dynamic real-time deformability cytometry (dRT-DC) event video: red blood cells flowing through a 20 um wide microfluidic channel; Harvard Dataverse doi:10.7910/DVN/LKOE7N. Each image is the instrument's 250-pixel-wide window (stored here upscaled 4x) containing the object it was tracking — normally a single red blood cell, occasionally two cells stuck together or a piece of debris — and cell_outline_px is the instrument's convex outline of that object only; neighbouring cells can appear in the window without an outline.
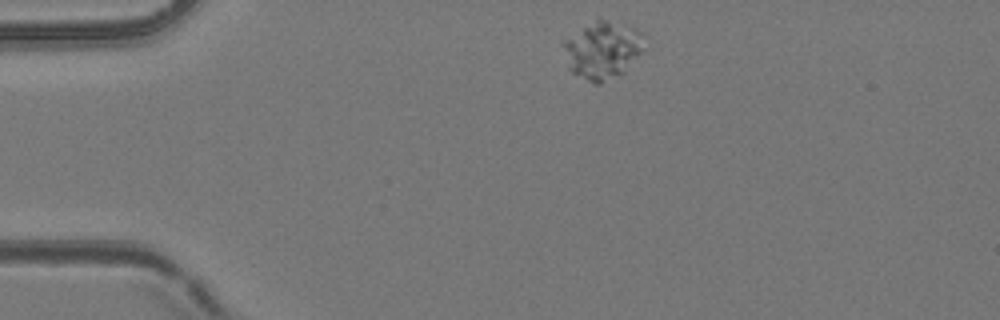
{"species": "common noctule bat (a hibernating species)", "species_latin": "Nyctalus noctula", "temperature_condition": "room temperature", "stored_images_in_passage": 6, "camera_frame_rate_fps": 3000, "um_per_image_px": 0.085, "animal": {"sex": "female", "body_mass_g": 24.6, "forearm_length_mm": 56.2}, "frame": {"image": 1, "passage_image": 1, "time_ms": 0.0, "image_size_px": [1000, 320], "cell_outline_px": [[644, 48], [624, 72], [620, 76], [600, 84], [596, 84], [572, 72], [568, 68], [560, 44], [560, 40], [596, 16], [636, 28], [644, 32]], "centroid_in_image_um": [51.16, 4.2], "position_along_channel_um": 33.8, "area_um2": 28.21}}
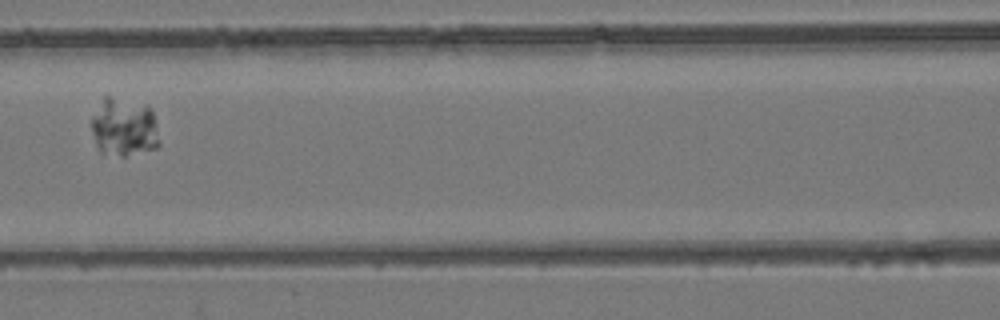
{"frame": {"image": 2, "passage_image": 5, "time_ms": 1.333, "image_size_px": [1000, 320], "cell_outline_px": [[160, 144], [156, 148], [124, 156], [120, 156], [100, 152], [96, 144], [92, 132], [92, 116], [104, 96], [108, 96], [148, 104], [152, 112], [160, 140]], "centroid_in_image_um": [10.55, 10.81], "position_along_channel_um": 156.1, "area_um2": 23.12}}
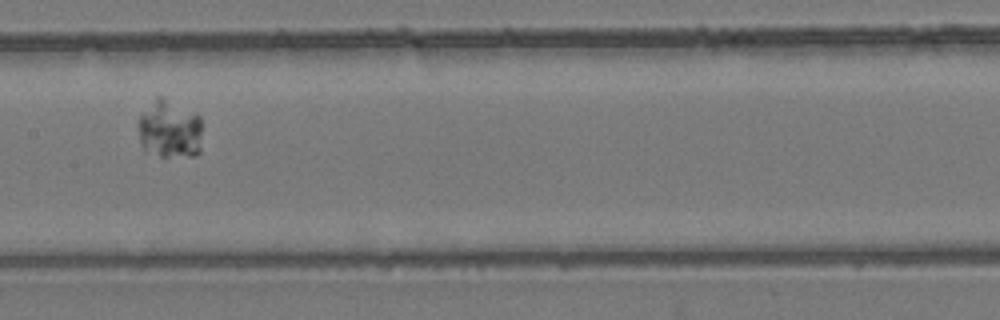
{"frame": {"image": 3, "passage_image": 6, "time_ms": 1.667, "image_size_px": [1000, 320], "cell_outline_px": [[200, 152], [196, 156], [160, 156], [144, 148], [140, 144], [136, 124], [140, 116], [156, 96], [164, 96], [196, 112], [200, 116]], "centroid_in_image_um": [14.41, 10.95], "position_along_channel_um": 193.0, "area_um2": 22.08}}